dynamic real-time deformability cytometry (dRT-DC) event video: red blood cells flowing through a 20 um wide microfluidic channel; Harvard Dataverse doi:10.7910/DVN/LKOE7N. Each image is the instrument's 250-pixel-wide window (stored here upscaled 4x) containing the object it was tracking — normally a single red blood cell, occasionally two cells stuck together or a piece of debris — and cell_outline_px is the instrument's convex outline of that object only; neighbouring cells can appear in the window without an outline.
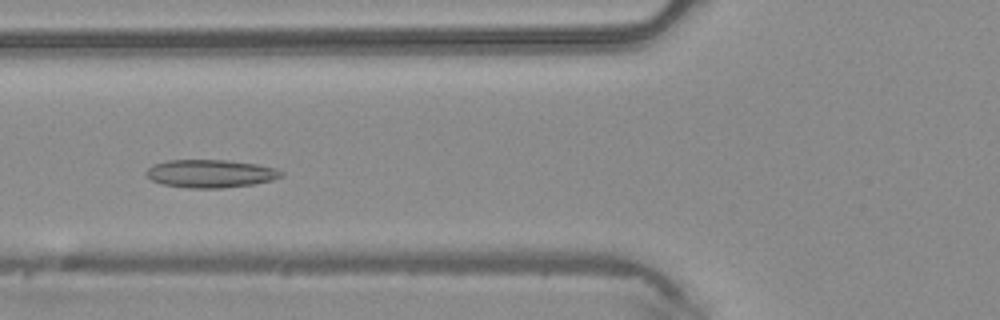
{"species": "common noctule bat (a hibernating species)", "species_latin": "Nyctalus noctula", "temperature_condition": "warm", "stored_images_in_passage": 49, "camera_frame_rate_fps": 3000, "um_per_image_px": 0.085, "animal": {"sex": "male", "body_mass_g": 20.4}, "frame": {"image": 1, "passage_image": 19, "time_ms": 6.0, "image_size_px": [1000, 320], "cell_outline_px": [[284, 176], [272, 180], [252, 184], [224, 188], [188, 188], [164, 184], [152, 180], [144, 172], [152, 164], [168, 160], [224, 160], [256, 164], [276, 168], [284, 172]], "centroid_in_image_um": [17.9, 14.75], "position_along_channel_um": 107.9, "area_um2": 22.02}}
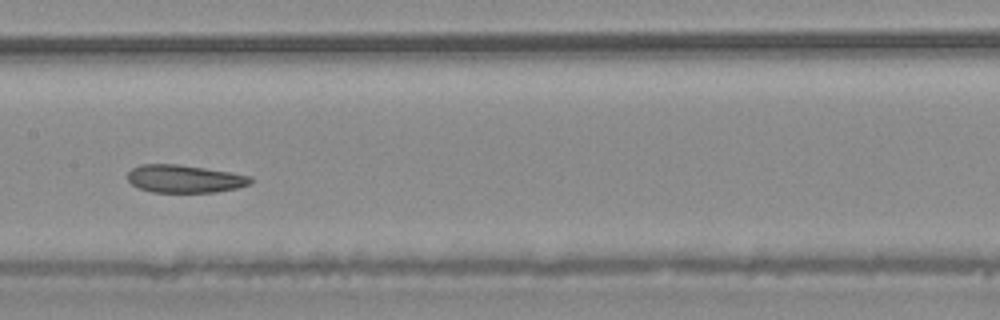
{"frame": {"image": 2, "passage_image": 25, "time_ms": 8.0, "image_size_px": [1000, 320], "cell_outline_px": [[252, 180], [248, 184], [236, 188], [216, 192], [152, 192], [136, 188], [128, 180], [128, 172], [132, 168], [140, 164], [176, 164], [204, 168], [252, 176]], "centroid_in_image_um": [15.64, 15.2], "position_along_channel_um": 191.8, "area_um2": 19.83}}
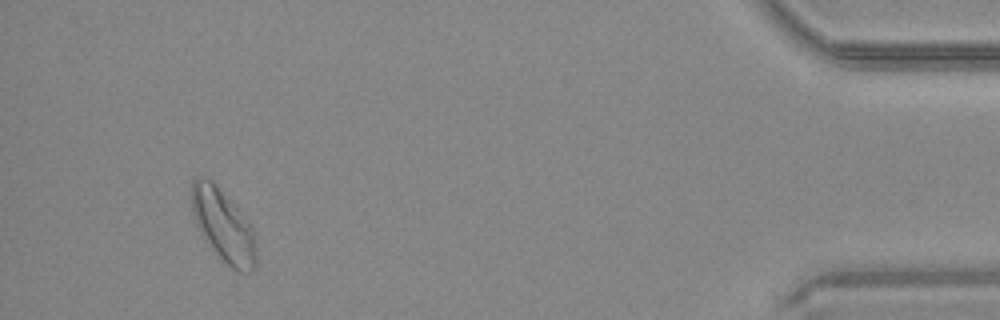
{"frame": {"image": 3, "passage_image": 46, "time_ms": 15.0, "image_size_px": [1000, 320], "cell_outline_px": [[256, 268], [252, 272], [236, 272], [208, 244], [200, 232], [196, 224], [192, 212], [192, 180], [200, 176], [204, 176], [212, 180], [236, 208], [252, 228], [256, 236]], "centroid_in_image_um": [18.99, 19.2], "position_along_channel_um": 416.2, "area_um2": 26.88}, "authors_computed_cell_mechanics": {"area_um2": 23.0044, "velocity_mm_per_s": 4.1826, "shape_relaxation_time_tau1_ms": null, "shape_relaxation_time_tau2_ms": 3.1291, "deformation_change_tau1": null, "deformation_change_tau2": 0.0893}}